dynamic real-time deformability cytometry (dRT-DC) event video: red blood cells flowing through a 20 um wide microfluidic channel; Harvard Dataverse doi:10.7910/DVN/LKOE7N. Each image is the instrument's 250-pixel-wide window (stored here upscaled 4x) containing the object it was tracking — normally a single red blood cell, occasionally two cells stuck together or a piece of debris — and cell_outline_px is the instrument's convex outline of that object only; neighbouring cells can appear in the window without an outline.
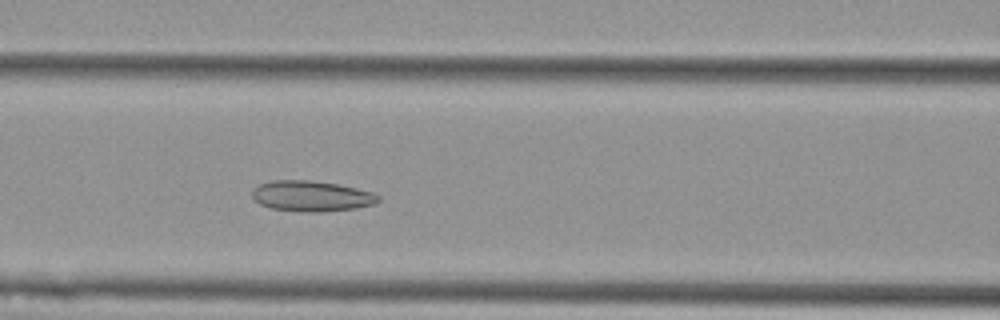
{"species": "Egyptian fruit bat (a non-hibernating species)", "species_latin": "Rousettus aegyptiacus", "temperature_condition": "cold", "stored_images_in_passage": 40, "camera_frame_rate_fps": 3000, "um_per_image_px": 0.085, "animal": {"sex": "female"}, "frame": {"image": 1, "passage_image": 9, "time_ms": 2.667, "image_size_px": [1000, 320], "cell_outline_px": [[380, 200], [376, 204], [356, 208], [324, 212], [304, 212], [272, 208], [260, 204], [252, 196], [252, 192], [260, 184], [272, 180], [312, 180], [336, 184], [356, 188], [372, 192], [380, 196]], "centroid_in_image_um": [26.52, 16.67], "position_along_channel_um": 140.1, "area_um2": 22.48}}
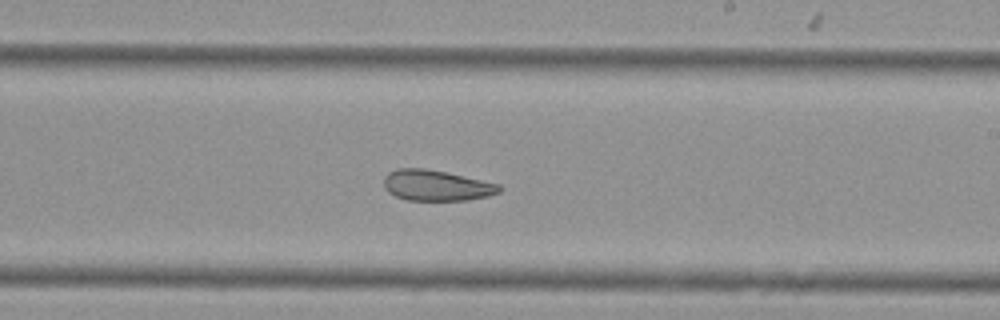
{"frame": {"image": 2, "passage_image": 18, "time_ms": 5.667, "image_size_px": [1000, 320], "cell_outline_px": [[500, 192], [488, 196], [468, 200], [408, 200], [396, 196], [388, 192], [384, 188], [384, 176], [388, 172], [396, 168], [424, 168], [444, 172], [500, 184]], "centroid_in_image_um": [37.05, 15.76], "position_along_channel_um": 251.9, "area_um2": 20.58}}
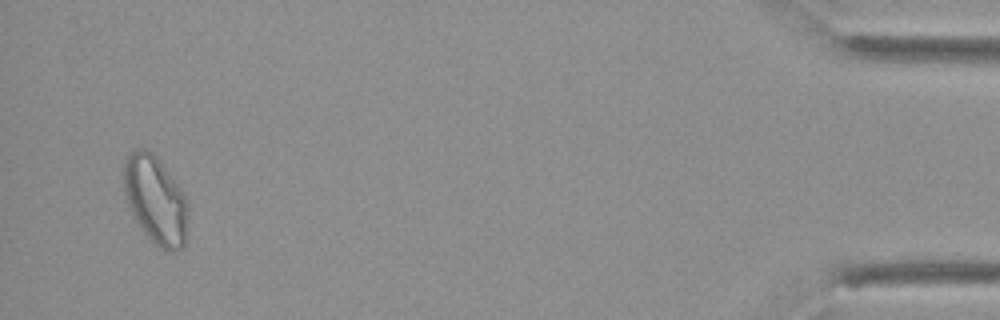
{"frame": {"image": 3, "passage_image": 38, "time_ms": 12.333, "image_size_px": [1000, 320], "cell_outline_px": [[188, 236], [184, 248], [176, 252], [164, 252], [140, 228], [128, 204], [124, 192], [124, 160], [128, 152], [136, 148], [144, 148], [152, 152], [156, 156], [188, 200]], "centroid_in_image_um": [13.25, 17.04], "position_along_channel_um": 422.0, "area_um2": 33.35}, "authors_computed_cell_mechanics": {"area_um2": 23.3223, "velocity_mm_per_s": 3.7503, "shape_relaxation_time_tau1_ms": null, "shape_relaxation_time_tau2_ms": 3.8929, "deformation_change_tau1": null, "deformation_change_tau2": 0.1029}}